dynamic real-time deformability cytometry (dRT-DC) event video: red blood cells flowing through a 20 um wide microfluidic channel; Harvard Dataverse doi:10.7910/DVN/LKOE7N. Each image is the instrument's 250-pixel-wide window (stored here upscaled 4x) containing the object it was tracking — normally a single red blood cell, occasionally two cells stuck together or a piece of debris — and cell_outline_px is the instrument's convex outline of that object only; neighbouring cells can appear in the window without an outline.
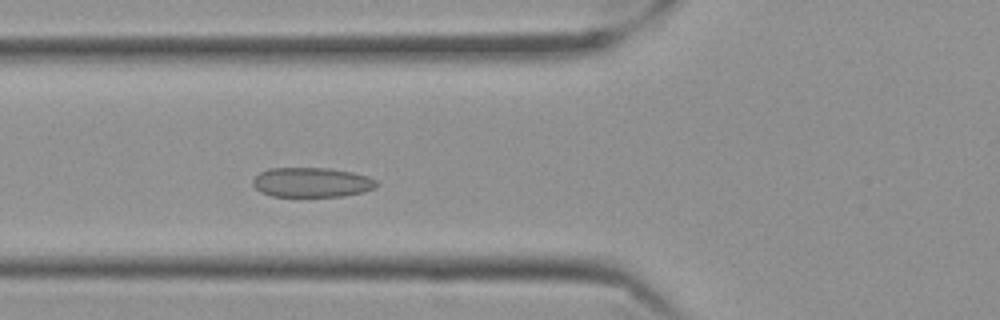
{"species": "Egyptian fruit bat (a non-hibernating species)", "species_latin": "Rousettus aegyptiacus", "temperature_condition": "cold", "stored_images_in_passage": 53, "camera_frame_rate_fps": 3000, "um_per_image_px": 0.085, "frame": {"image": 1, "passage_image": 17, "time_ms": 5.333, "image_size_px": [1000, 320], "cell_outline_px": [[380, 184], [376, 188], [364, 192], [344, 196], [272, 196], [260, 192], [252, 184], [252, 180], [260, 172], [268, 168], [328, 168], [352, 172], [368, 176], [376, 180]], "centroid_in_image_um": [26.52, 15.5], "position_along_channel_um": 99.3, "area_um2": 21.56}}
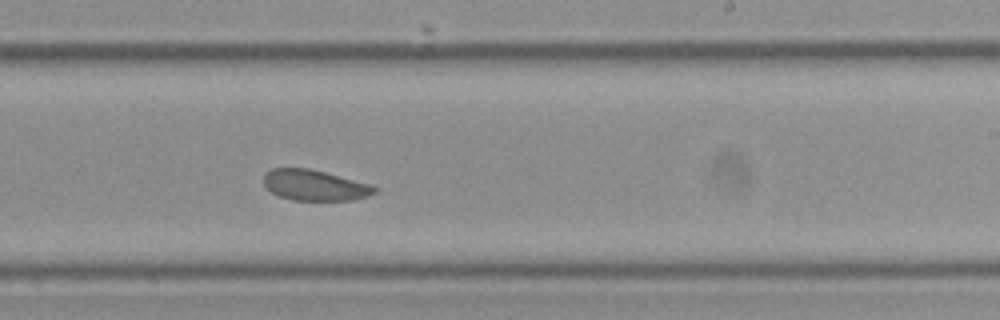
{"frame": {"image": 2, "passage_image": 31, "time_ms": 10.0, "image_size_px": [1000, 320], "cell_outline_px": [[376, 192], [368, 196], [352, 200], [292, 200], [280, 196], [272, 192], [264, 184], [264, 172], [272, 168], [308, 168], [372, 184], [376, 188]], "centroid_in_image_um": [26.75, 15.74], "position_along_channel_um": 262.3, "area_um2": 19.77}}
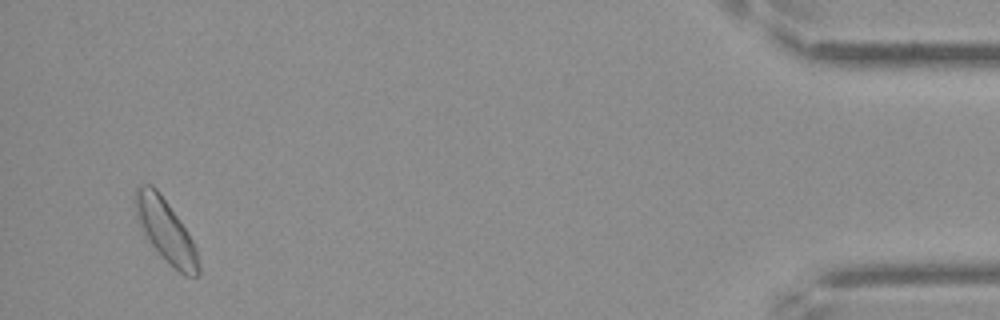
{"frame": {"image": 3, "passage_image": 51, "time_ms": 16.667, "image_size_px": [1000, 320], "cell_outline_px": [[200, 276], [184, 276], [144, 236], [136, 212], [136, 184], [152, 184], [156, 188], [168, 204], [188, 232], [196, 248], [200, 268]], "centroid_in_image_um": [14.1, 19.59], "position_along_channel_um": 421.1, "area_um2": 22.37}, "authors_computed_cell_mechanics": {"area_um2": 21.097, "velocity_mm_per_s": 3.4873, "shape_relaxation_time_tau1_ms": 9.4659, "shape_relaxation_time_tau2_ms": 1.6816, "deformation_change_tau1": 0.1117, "deformation_change_tau2": 0.052}}